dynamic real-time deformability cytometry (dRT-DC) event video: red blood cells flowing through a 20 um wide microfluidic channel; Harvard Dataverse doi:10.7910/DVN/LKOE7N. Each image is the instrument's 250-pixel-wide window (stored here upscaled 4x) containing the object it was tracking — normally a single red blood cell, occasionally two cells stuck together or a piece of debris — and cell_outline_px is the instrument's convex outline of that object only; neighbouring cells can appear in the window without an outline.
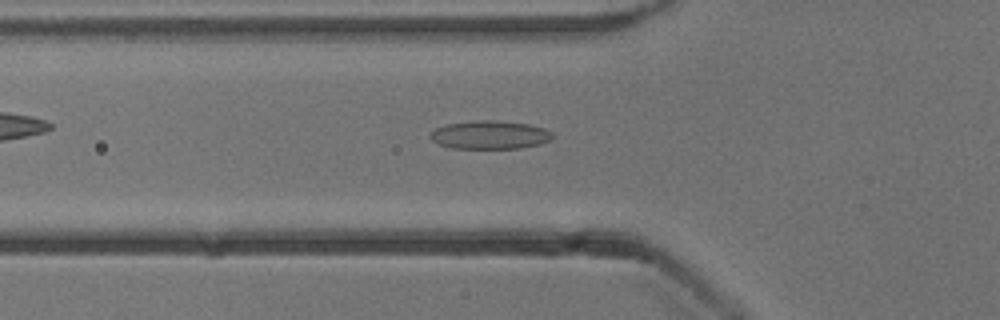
{"species": "common noctule bat (a hibernating species)", "species_latin": "Nyctalus noctula", "temperature_condition": "cold", "stored_images_in_passage": 48, "camera_frame_rate_fps": 3000, "um_per_image_px": 0.085, "animal": {"sex": "male", "body_mass_g": 13.3}, "frame": {"image": 1, "passage_image": 18, "time_ms": 5.667, "image_size_px": [1000, 320], "cell_outline_px": [[552, 140], [540, 144], [520, 148], [452, 148], [436, 144], [428, 136], [436, 128], [444, 124], [480, 120], [496, 120], [528, 124], [544, 128], [552, 132]], "centroid_in_image_um": [41.62, 11.46], "position_along_channel_um": 84.2, "area_um2": 20.29}}
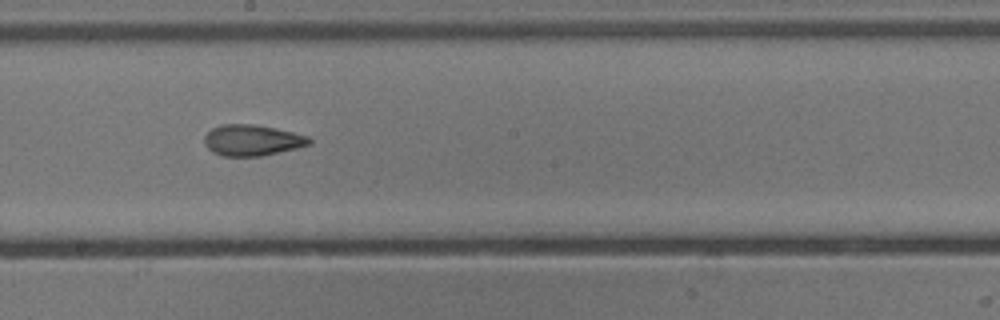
{"frame": {"image": 2, "passage_image": 29, "time_ms": 9.333, "image_size_px": [1000, 320], "cell_outline_px": [[312, 144], [296, 148], [260, 156], [224, 156], [212, 152], [204, 144], [204, 136], [212, 128], [220, 124], [252, 124], [292, 132], [308, 136], [312, 140]], "centroid_in_image_um": [21.41, 11.92], "position_along_channel_um": 226.8, "area_um2": 18.84}}
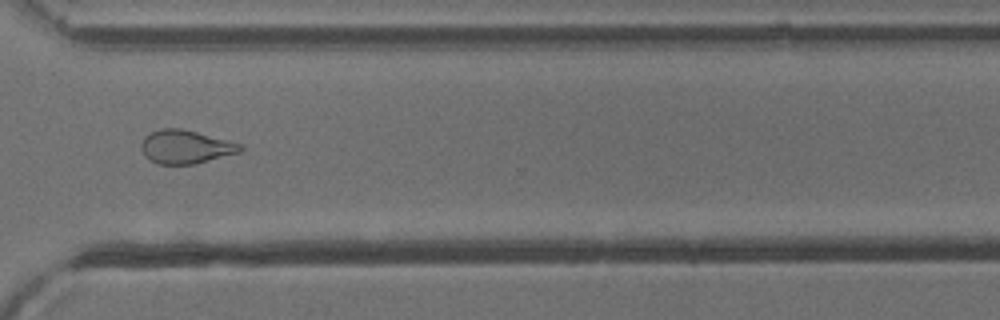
{"frame": {"image": 3, "passage_image": 39, "time_ms": 12.667, "image_size_px": [1000, 320], "cell_outline_px": [[244, 148], [240, 152], [196, 164], [160, 164], [144, 156], [140, 148], [140, 144], [144, 136], [160, 128], [180, 128], [228, 140], [240, 144]], "centroid_in_image_um": [15.75, 12.48], "position_along_channel_um": 354.8, "area_um2": 19.31}, "authors_computed_cell_mechanics": {"area_um2": 19.7676, "velocity_mm_per_s": 3.8611, "shape_relaxation_time_tau1_ms": 4.6101, "shape_relaxation_time_tau2_ms": 0.9218, "deformation_change_tau1": 0.1578, "deformation_change_tau2": 0.083}}